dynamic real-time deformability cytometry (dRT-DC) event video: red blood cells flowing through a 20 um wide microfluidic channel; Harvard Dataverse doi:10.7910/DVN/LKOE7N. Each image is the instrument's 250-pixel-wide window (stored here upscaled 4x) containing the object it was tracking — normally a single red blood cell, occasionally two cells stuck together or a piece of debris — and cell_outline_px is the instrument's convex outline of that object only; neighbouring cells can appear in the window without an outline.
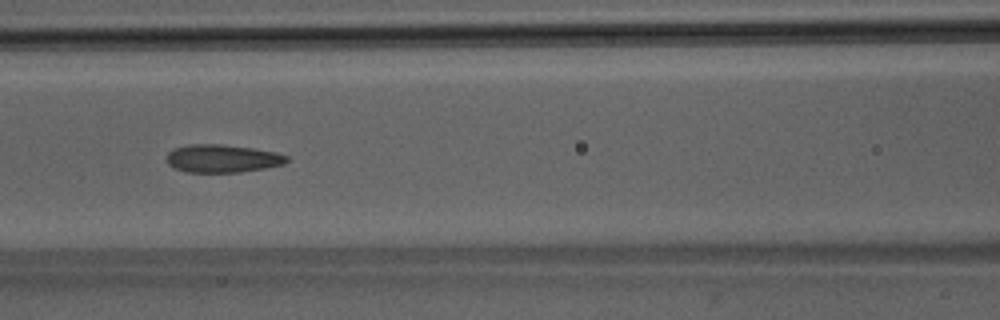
{"species": "Egyptian fruit bat (a non-hibernating species)", "species_latin": "Rousettus aegyptiacus", "temperature_condition": "room temperature", "stored_images_in_passage": 42, "camera_frame_rate_fps": 3000, "um_per_image_px": 0.085, "animal": {"sex": "male"}, "frame": {"image": 1, "passage_image": 14, "time_ms": 4.333, "image_size_px": [1000, 320], "cell_outline_px": [[288, 160], [284, 164], [264, 168], [240, 172], [188, 172], [176, 168], [168, 164], [168, 152], [172, 148], [192, 144], [220, 144], [252, 148], [276, 152], [288, 156]], "centroid_in_image_um": [18.91, 13.47], "position_along_channel_um": 147.7, "area_um2": 19.42}}
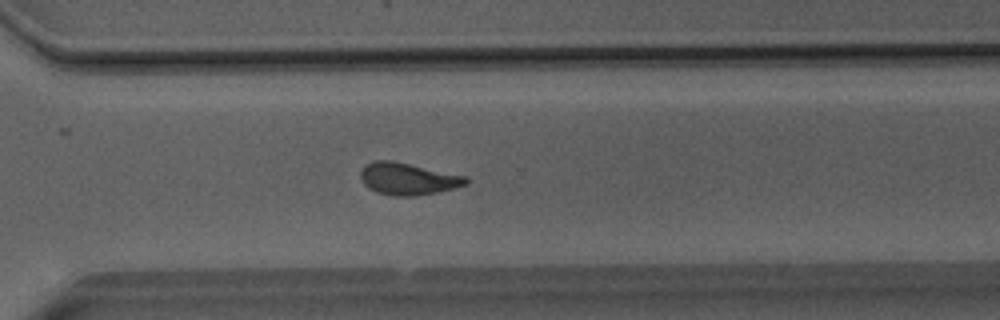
{"frame": {"image": 2, "passage_image": 28, "time_ms": 9.0, "image_size_px": [1000, 320], "cell_outline_px": [[468, 184], [440, 192], [416, 196], [392, 196], [376, 192], [368, 188], [360, 180], [360, 172], [364, 164], [376, 160], [392, 160], [468, 176]], "centroid_in_image_um": [34.67, 15.2], "position_along_channel_um": 335.9, "area_um2": 20.06}}
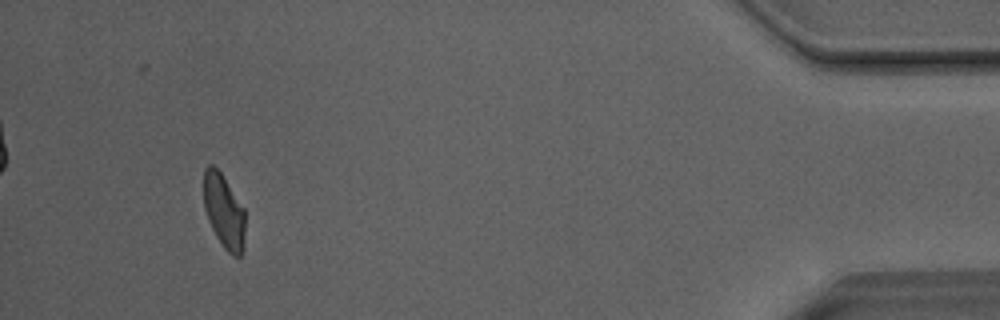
{"frame": {"image": 3, "passage_image": 39, "time_ms": 12.667, "image_size_px": [1000, 320], "cell_outline_px": [[244, 248], [240, 256], [232, 256], [224, 248], [216, 236], [208, 220], [204, 208], [204, 168], [208, 164], [212, 164], [220, 172], [244, 208]], "centroid_in_image_um": [19.03, 17.97], "position_along_channel_um": 416.2, "area_um2": 17.8}, "authors_computed_cell_mechanics": {"area_um2": 19.2474, "velocity_mm_per_s": 4.0442, "shape_relaxation_time_tau1_ms": null, "shape_relaxation_time_tau2_ms": 1.7015, "deformation_change_tau1": null, "deformation_change_tau2": 0.0844}}